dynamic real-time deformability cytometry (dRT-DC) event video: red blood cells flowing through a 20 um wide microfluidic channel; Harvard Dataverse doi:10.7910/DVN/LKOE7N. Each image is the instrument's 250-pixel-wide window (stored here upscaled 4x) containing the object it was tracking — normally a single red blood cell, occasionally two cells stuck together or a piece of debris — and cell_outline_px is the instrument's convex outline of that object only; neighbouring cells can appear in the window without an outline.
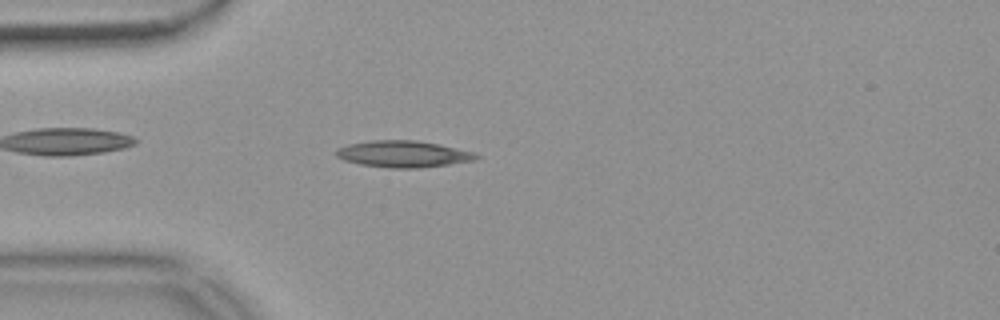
{"species": "common noctule bat (a hibernating species)", "species_latin": "Nyctalus noctula", "temperature_condition": "warm", "stored_images_in_passage": 53, "camera_frame_rate_fps": 3000, "um_per_image_px": 0.085, "animal": {"sex": "female", "body_mass_g": 18.4}, "frame": {"image": 1, "passage_image": 14, "time_ms": 4.333, "image_size_px": [1000, 320], "cell_outline_px": [[480, 156], [476, 160], [420, 168], [388, 168], [360, 164], [344, 160], [336, 156], [336, 148], [348, 144], [372, 140], [416, 140], [440, 144], [476, 152]], "centroid_in_image_um": [34.29, 13.08], "position_along_channel_um": 50.7, "area_um2": 21.85}}
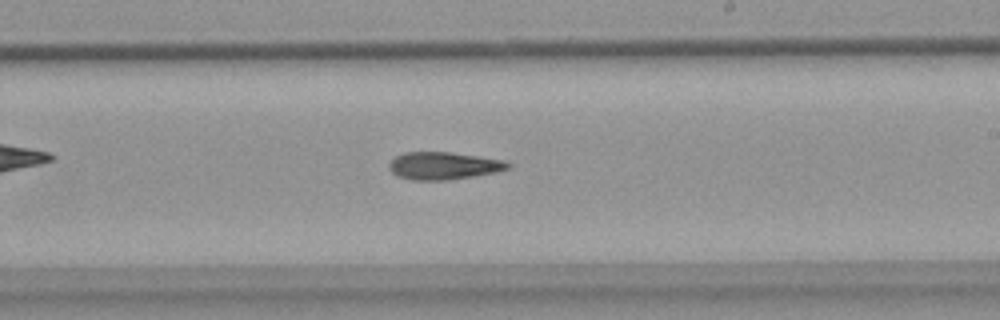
{"frame": {"image": 2, "passage_image": 31, "time_ms": 10.0, "image_size_px": [1000, 320], "cell_outline_px": [[512, 168], [496, 172], [448, 180], [412, 180], [396, 176], [388, 168], [388, 164], [396, 156], [404, 152], [448, 152], [504, 160], [512, 164]], "centroid_in_image_um": [37.7, 14.09], "position_along_channel_um": 251.3, "area_um2": 19.07}}
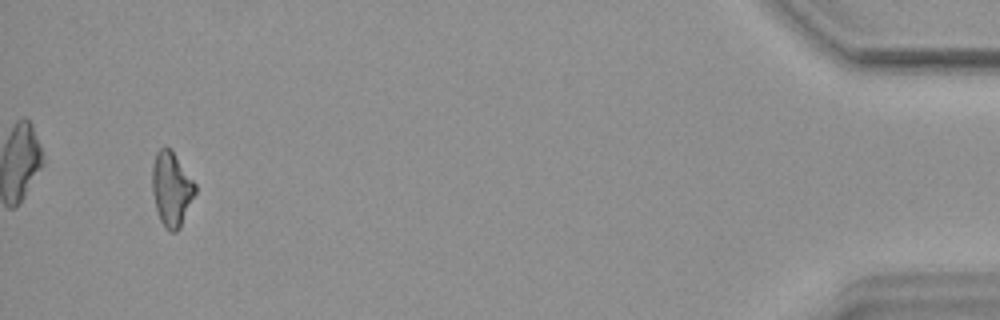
{"frame": {"image": 3, "passage_image": 51, "time_ms": 16.667, "image_size_px": [1000, 320], "cell_outline_px": [[196, 192], [180, 228], [176, 232], [168, 232], [164, 228], [160, 220], [156, 208], [152, 192], [152, 164], [156, 152], [164, 144], [172, 152], [196, 184]], "centroid_in_image_um": [14.56, 16.09], "position_along_channel_um": 420.6, "area_um2": 18.61}}